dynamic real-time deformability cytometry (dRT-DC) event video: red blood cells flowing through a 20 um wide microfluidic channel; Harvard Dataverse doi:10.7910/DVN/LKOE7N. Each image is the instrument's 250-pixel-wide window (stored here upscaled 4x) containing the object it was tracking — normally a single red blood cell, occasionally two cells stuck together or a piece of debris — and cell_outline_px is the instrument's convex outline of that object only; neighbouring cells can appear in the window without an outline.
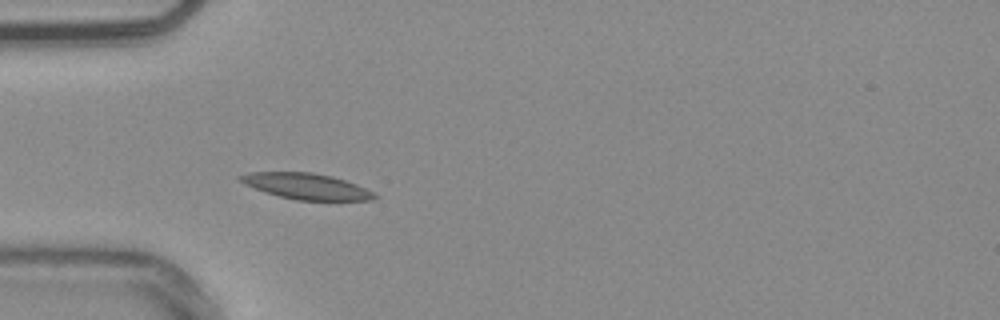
{"species": "common noctule bat (a hibernating species)", "species_latin": "Nyctalus noctula", "temperature_condition": "warm", "stored_images_in_passage": 20, "camera_frame_rate_fps": 3000, "um_per_image_px": 0.085, "animal": {"sex": "male", "body_mass_g": 20.4}, "frame": {"image": 1, "passage_image": 4, "time_ms": 1.0, "image_size_px": [1000, 320], "cell_outline_px": [[380, 196], [372, 200], [296, 200], [264, 192], [244, 184], [236, 176], [248, 172], [312, 172], [332, 176], [356, 184], [376, 192]], "centroid_in_image_um": [26.06, 15.83], "position_along_channel_um": 58.9, "area_um2": 20.4}}